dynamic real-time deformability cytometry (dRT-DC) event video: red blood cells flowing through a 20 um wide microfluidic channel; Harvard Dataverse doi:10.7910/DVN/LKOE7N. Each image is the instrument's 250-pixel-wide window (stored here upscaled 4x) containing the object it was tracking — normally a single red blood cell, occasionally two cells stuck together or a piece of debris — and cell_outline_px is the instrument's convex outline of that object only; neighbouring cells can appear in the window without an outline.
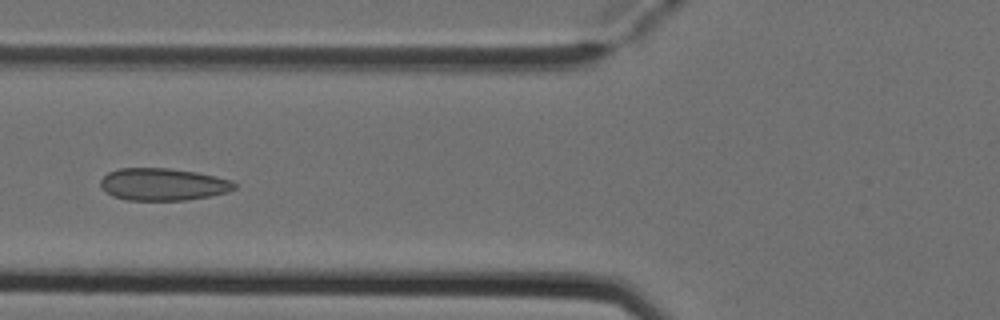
{"species": "Egyptian fruit bat (a non-hibernating species)", "species_latin": "Rousettus aegyptiacus", "temperature_condition": "cold", "stored_images_in_passage": 5, "camera_frame_rate_fps": 3000, "um_per_image_px": 0.085, "animal": {"sex": "female"}, "frame": {"image": 1, "passage_image": 5, "time_ms": 1.333, "image_size_px": [1000, 320], "cell_outline_px": [[236, 188], [228, 192], [208, 196], [184, 200], [128, 200], [112, 196], [104, 192], [100, 188], [100, 180], [108, 172], [120, 168], [168, 168], [196, 172], [232, 180], [236, 184]], "centroid_in_image_um": [13.82, 15.67], "position_along_channel_um": 112.0, "area_um2": 25.26}}